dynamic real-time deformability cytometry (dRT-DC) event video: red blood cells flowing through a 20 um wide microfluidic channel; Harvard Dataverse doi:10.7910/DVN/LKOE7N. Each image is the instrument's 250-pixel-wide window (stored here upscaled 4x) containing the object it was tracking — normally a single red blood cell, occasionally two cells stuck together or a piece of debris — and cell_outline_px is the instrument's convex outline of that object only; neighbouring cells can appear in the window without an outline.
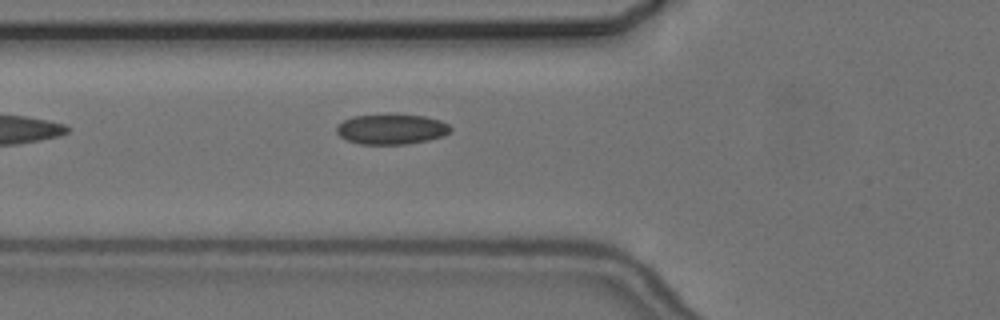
{"species": "common noctule bat (a hibernating species)", "species_latin": "Nyctalus noctula", "temperature_condition": "cold", "stored_images_in_passage": 7, "camera_frame_rate_fps": 3000, "um_per_image_px": 0.085, "animal": {"sex": "female", "body_mass_g": 24.6, "forearm_length_mm": 56.2}, "frame": {"image": 1, "passage_image": 7, "time_ms": 6.667, "image_size_px": [1000, 320], "cell_outline_px": [[452, 128], [444, 136], [428, 140], [404, 144], [360, 144], [348, 140], [340, 136], [336, 132], [336, 124], [352, 116], [388, 112], [396, 112], [424, 116], [440, 120], [448, 124]], "centroid_in_image_um": [33.25, 10.93], "position_along_channel_um": 92.6, "area_um2": 20.75}}